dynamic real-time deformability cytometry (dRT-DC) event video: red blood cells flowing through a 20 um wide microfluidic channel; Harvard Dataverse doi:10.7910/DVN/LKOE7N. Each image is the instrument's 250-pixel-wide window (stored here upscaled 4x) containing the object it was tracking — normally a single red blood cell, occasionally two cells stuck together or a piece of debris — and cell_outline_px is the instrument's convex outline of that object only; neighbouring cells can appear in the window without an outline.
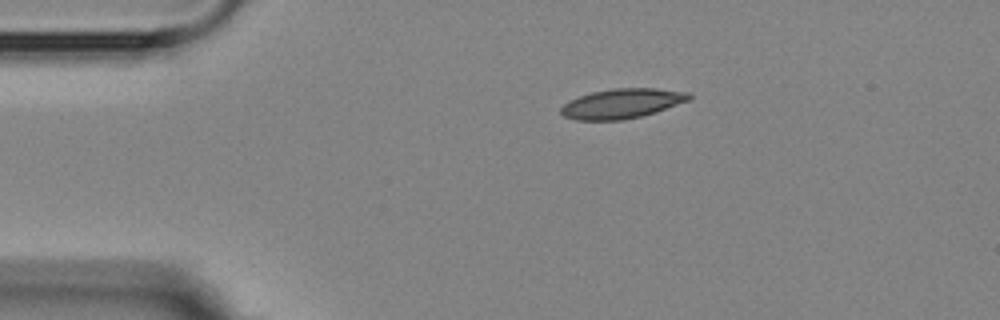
{"species": "Egyptian fruit bat (a non-hibernating species)", "species_latin": "Rousettus aegyptiacus", "temperature_condition": "room temperature", "stored_images_in_passage": 5, "camera_frame_rate_fps": 3000, "um_per_image_px": 0.085, "animal": {"sex": "female"}, "frame": {"image": 1, "passage_image": 1, "time_ms": 0.0, "image_size_px": [1000, 320], "cell_outline_px": [[692, 100], [656, 112], [624, 120], [576, 120], [564, 116], [560, 112], [560, 108], [568, 100], [592, 92], [612, 88], [656, 88], [692, 92]], "centroid_in_image_um": [52.92, 8.79], "position_along_channel_um": 32.1, "area_um2": 22.48}}
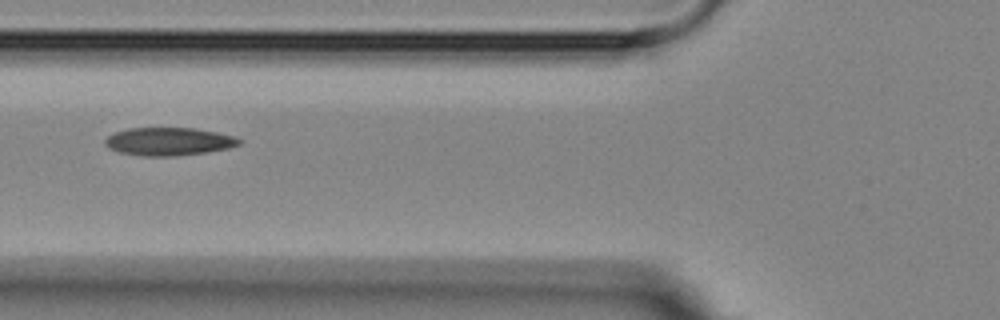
{"frame": {"image": 2, "passage_image": 4, "time_ms": 3.333, "image_size_px": [1000, 320], "cell_outline_px": [[244, 140], [240, 144], [228, 148], [208, 152], [176, 156], [144, 156], [120, 152], [108, 148], [104, 144], [104, 140], [108, 136], [116, 132], [128, 128], [192, 128], [216, 132], [236, 136]], "centroid_in_image_um": [14.37, 12.03], "position_along_channel_um": 111.4, "area_um2": 21.96}}
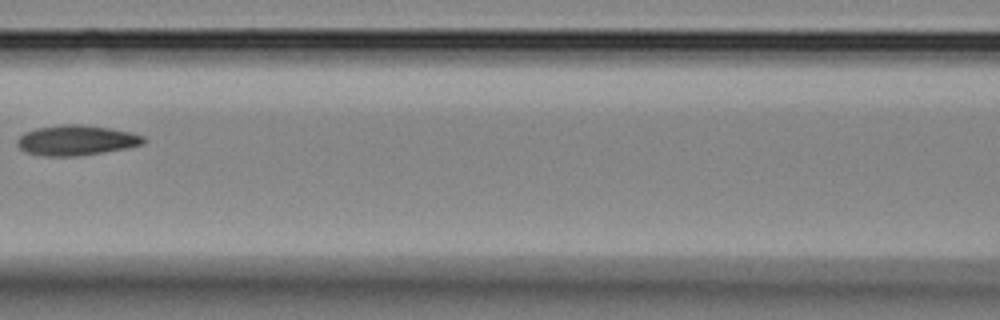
{"frame": {"image": 3, "passage_image": 5, "time_ms": 4.667, "image_size_px": [1000, 320], "cell_outline_px": [[148, 140], [144, 144], [128, 148], [80, 156], [40, 156], [24, 152], [16, 144], [16, 140], [24, 132], [36, 128], [64, 124], [80, 124], [112, 128], [132, 132], [144, 136]], "centroid_in_image_um": [6.51, 11.93], "position_along_channel_um": 160.1, "area_um2": 22.66}}